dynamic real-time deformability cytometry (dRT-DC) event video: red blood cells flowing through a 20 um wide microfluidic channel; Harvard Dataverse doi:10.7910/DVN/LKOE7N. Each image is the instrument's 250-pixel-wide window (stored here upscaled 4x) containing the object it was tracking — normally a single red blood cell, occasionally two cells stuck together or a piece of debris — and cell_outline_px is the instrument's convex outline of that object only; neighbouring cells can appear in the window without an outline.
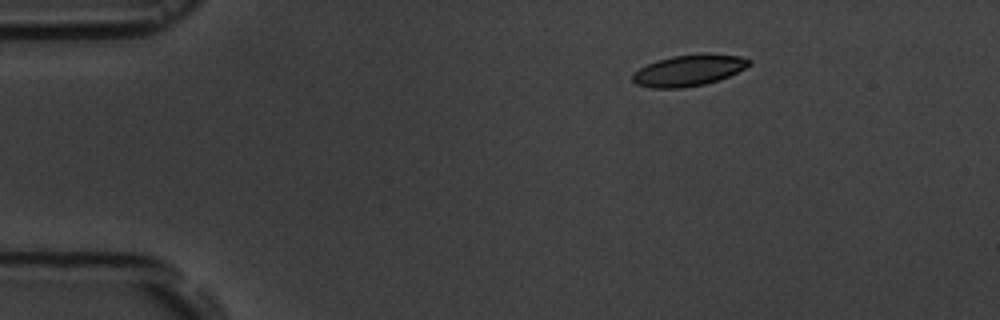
{"species": "common noctule bat (a hibernating species)", "species_latin": "Nyctalus noctula", "temperature_condition": "room temperature", "stored_images_in_passage": 5, "camera_frame_rate_fps": 3000, "um_per_image_px": 0.085, "animal": {"sex": "male", "body_mass_g": 19.5, "forearm_length_mm": 54.6}, "frame": {"image": 1, "passage_image": 3, "time_ms": 3.0, "image_size_px": [1000, 320], "cell_outline_px": [[752, 64], [728, 76], [704, 84], [684, 88], [652, 88], [636, 84], [632, 80], [632, 76], [640, 68], [656, 60], [672, 56], [700, 52], [740, 56], [752, 60]], "centroid_in_image_um": [58.55, 5.96], "position_along_channel_um": 26.4, "area_um2": 21.27}}